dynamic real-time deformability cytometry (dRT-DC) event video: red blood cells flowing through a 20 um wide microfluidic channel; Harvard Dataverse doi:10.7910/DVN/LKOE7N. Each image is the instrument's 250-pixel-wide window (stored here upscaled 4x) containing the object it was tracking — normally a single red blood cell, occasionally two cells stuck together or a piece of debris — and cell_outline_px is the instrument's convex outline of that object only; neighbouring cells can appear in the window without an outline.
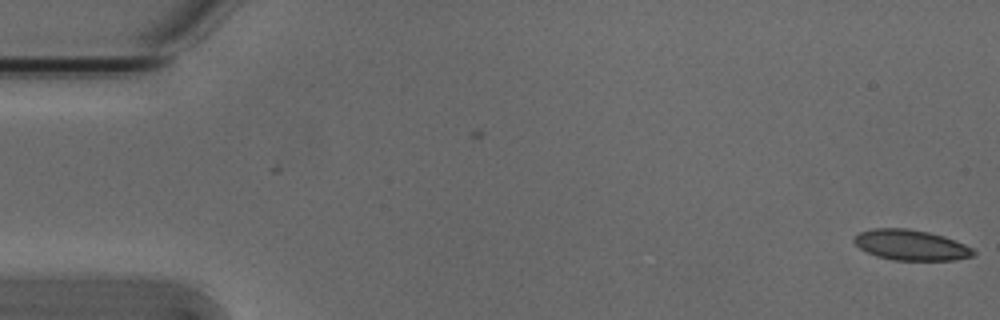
{"species": "Egyptian fruit bat (a non-hibernating species)", "species_latin": "Rousettus aegyptiacus", "temperature_condition": "cold", "stored_images_in_passage": 2, "camera_frame_rate_fps": 3000, "um_per_image_px": 0.085, "animal": {"sex": "male"}, "frame": {"image": 1, "passage_image": 2, "time_ms": 0.333, "image_size_px": [1000, 320], "cell_outline_px": [[976, 252], [972, 256], [952, 260], [892, 260], [876, 256], [860, 248], [852, 240], [860, 232], [872, 228], [908, 228], [928, 232], [944, 236], [964, 244], [972, 248]], "centroid_in_image_um": [77.42, 20.82], "position_along_channel_um": 7.6, "area_um2": 21.1}}